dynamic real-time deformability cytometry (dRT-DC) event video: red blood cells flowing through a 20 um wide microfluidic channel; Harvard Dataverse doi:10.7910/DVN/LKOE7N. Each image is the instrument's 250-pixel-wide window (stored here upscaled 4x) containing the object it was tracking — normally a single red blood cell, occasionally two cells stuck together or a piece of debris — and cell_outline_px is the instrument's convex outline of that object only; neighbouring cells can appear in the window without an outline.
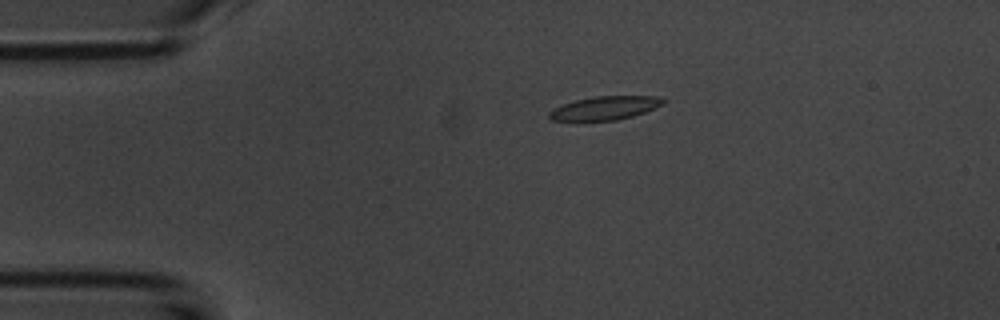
{"species": "common noctule bat (a hibernating species)", "species_latin": "Nyctalus noctula", "temperature_condition": "room temperature", "stored_images_in_passage": 52, "camera_frame_rate_fps": 3000, "um_per_image_px": 0.085, "animal": {"sex": "male", "body_mass_g": 20.1, "forearm_length_mm": 53.5}, "frame": {"image": 1, "passage_image": 9, "time_ms": 2.667, "image_size_px": [1000, 320], "cell_outline_px": [[668, 100], [664, 104], [644, 112], [632, 116], [616, 120], [552, 120], [548, 116], [548, 112], [552, 108], [576, 100], [592, 96], [656, 96]], "centroid_in_image_um": [51.43, 9.17], "position_along_channel_um": 33.6, "area_um2": 15.55}}
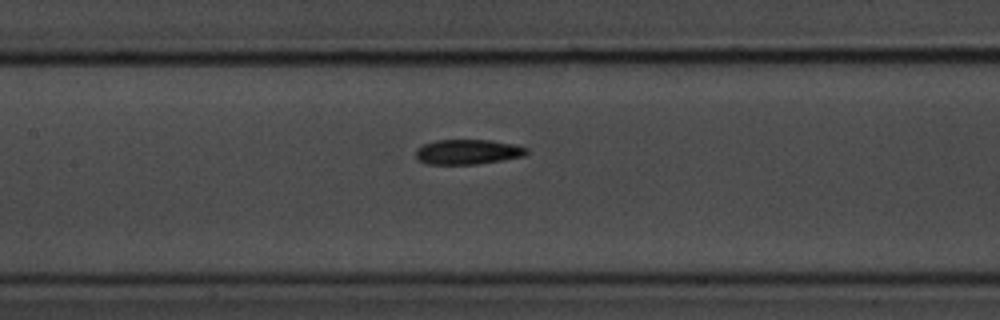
{"frame": {"image": 2, "passage_image": 23, "time_ms": 7.333, "image_size_px": [1000, 320], "cell_outline_px": [[528, 152], [524, 156], [476, 164], [424, 164], [416, 156], [416, 148], [424, 144], [436, 140], [492, 140], [516, 144], [528, 148]], "centroid_in_image_um": [39.77, 12.9], "position_along_channel_um": 167.6, "area_um2": 16.13}}
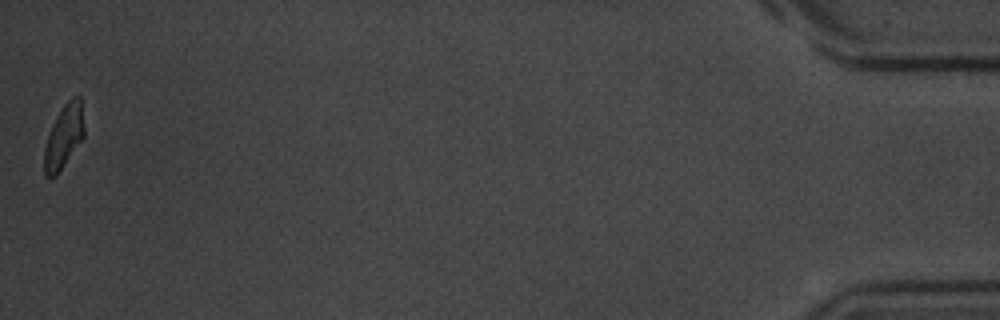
{"frame": {"image": 3, "passage_image": 52, "time_ms": 17.0, "image_size_px": [1000, 320], "cell_outline_px": [[84, 136], [56, 176], [44, 176], [44, 148], [52, 124], [56, 116], [64, 104], [72, 96], [80, 96], [84, 128]], "centroid_in_image_um": [5.42, 11.59], "position_along_channel_um": 429.8, "area_um2": 14.57}, "authors_computed_cell_mechanics": {"area_um2": 16.1262, "velocity_mm_per_s": 3.6984, "shape_relaxation_time_tau1_ms": 3.8795, "shape_relaxation_time_tau2_ms": 4.2312, "deformation_change_tau1": 0.1488, "deformation_change_tau2": 0.0839}}